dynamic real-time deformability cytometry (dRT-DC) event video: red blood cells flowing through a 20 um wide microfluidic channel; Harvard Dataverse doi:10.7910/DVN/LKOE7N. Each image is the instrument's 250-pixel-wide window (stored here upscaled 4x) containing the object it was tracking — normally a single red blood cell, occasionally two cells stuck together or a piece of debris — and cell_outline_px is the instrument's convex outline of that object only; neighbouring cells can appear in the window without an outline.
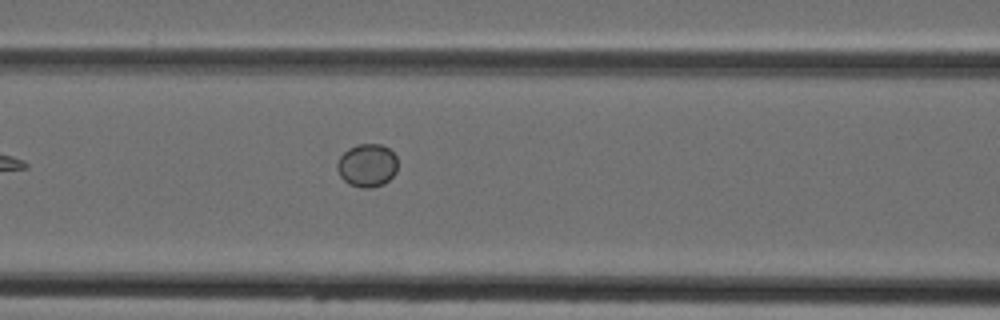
{"species": "Egyptian fruit bat (a non-hibernating species)", "species_latin": "Rousettus aegyptiacus", "temperature_condition": "cold", "stored_images_in_passage": 4, "camera_frame_rate_fps": 3000, "um_per_image_px": 0.085, "animal": {"sex": "female"}, "frame": {"image": 1, "passage_image": 4, "time_ms": 3.667, "image_size_px": [1000, 320], "cell_outline_px": [[396, 172], [384, 184], [372, 188], [360, 188], [348, 184], [340, 176], [336, 168], [336, 164], [340, 156], [348, 148], [356, 144], [380, 144], [388, 148], [396, 156]], "centroid_in_image_um": [31.18, 14.06], "position_along_channel_um": 135.4, "area_um2": 15.32}}